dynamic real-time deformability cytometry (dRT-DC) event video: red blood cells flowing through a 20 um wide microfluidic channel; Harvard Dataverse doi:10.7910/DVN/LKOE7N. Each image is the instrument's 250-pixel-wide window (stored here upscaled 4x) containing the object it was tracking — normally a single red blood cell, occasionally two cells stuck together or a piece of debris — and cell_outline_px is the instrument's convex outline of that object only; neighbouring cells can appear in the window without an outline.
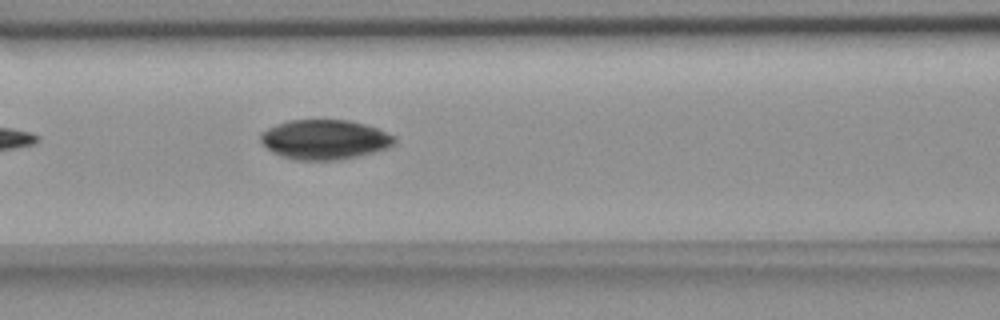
{"species": "common noctule bat (a hibernating species)", "species_latin": "Nyctalus noctula", "temperature_condition": "room temperature", "stored_images_in_passage": 3, "camera_frame_rate_fps": 3000, "um_per_image_px": 0.085, "animal": {"sex": "female", "body_mass_g": 18.4}, "frame": {"image": 1, "passage_image": 3, "time_ms": 3.0, "image_size_px": [1000, 320], "cell_outline_px": [[396, 144], [372, 152], [340, 160], [296, 160], [280, 156], [272, 152], [260, 140], [260, 132], [276, 124], [288, 120], [348, 120], [364, 124], [376, 128], [396, 136]], "centroid_in_image_um": [27.57, 11.86], "position_along_channel_um": 139.0, "area_um2": 30.92}}